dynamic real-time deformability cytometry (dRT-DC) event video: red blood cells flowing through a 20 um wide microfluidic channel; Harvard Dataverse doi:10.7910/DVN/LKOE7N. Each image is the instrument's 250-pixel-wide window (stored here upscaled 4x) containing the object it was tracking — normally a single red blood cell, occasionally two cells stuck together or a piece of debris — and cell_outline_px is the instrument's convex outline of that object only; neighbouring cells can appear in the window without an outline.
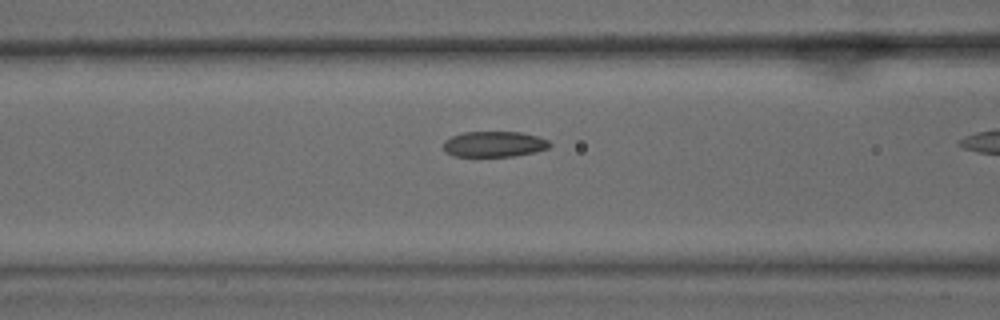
{"species": "common noctule bat (a hibernating species)", "species_latin": "Nyctalus noctula", "temperature_condition": "warm", "stored_images_in_passage": 38, "camera_frame_rate_fps": 3000, "um_per_image_px": 0.085, "animal": {"sex": "male", "body_mass_g": 15.6}, "frame": {"image": 1, "passage_image": 17, "time_ms": 5.333, "image_size_px": [1000, 320], "cell_outline_px": [[552, 144], [548, 148], [536, 152], [512, 156], [452, 156], [444, 152], [444, 140], [452, 136], [464, 132], [520, 132], [536, 136], [548, 140]], "centroid_in_image_um": [41.99, 12.25], "position_along_channel_um": 124.6, "area_um2": 15.9}}
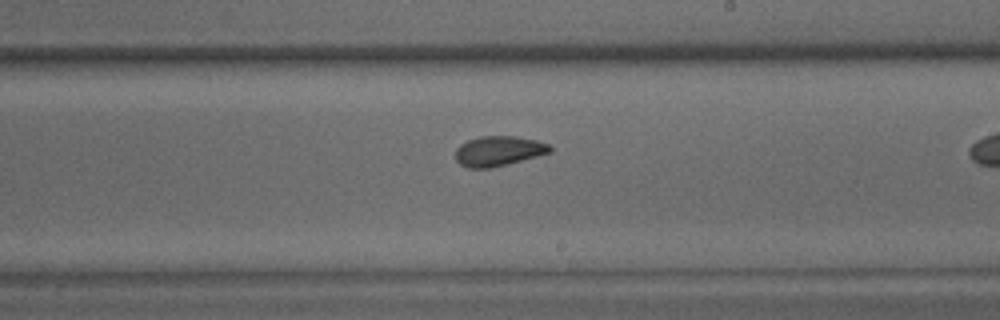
{"frame": {"image": 2, "passage_image": 27, "time_ms": 8.667, "image_size_px": [1000, 320], "cell_outline_px": [[552, 152], [492, 168], [468, 168], [460, 164], [456, 160], [456, 148], [460, 144], [468, 140], [480, 136], [516, 136], [536, 140], [548, 144], [552, 148]], "centroid_in_image_um": [42.37, 12.83], "position_along_channel_um": 246.6, "area_um2": 16.53}}
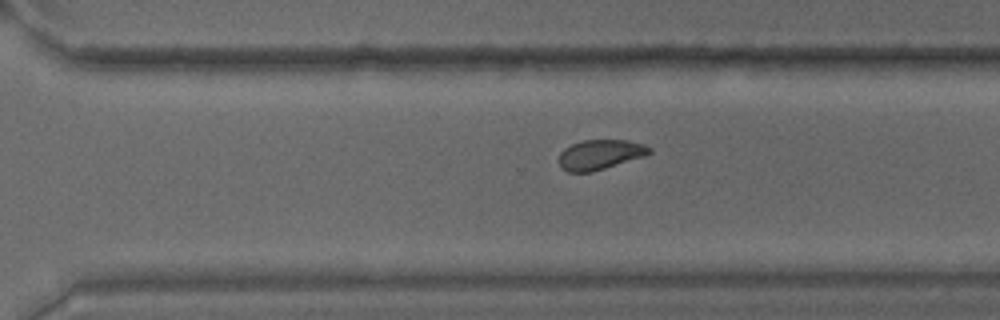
{"frame": {"image": 3, "passage_image": 33, "time_ms": 10.667, "image_size_px": [1000, 320], "cell_outline_px": [[652, 152], [644, 156], [592, 172], [568, 172], [560, 168], [560, 152], [564, 148], [572, 144], [584, 140], [628, 140], [644, 144], [652, 148]], "centroid_in_image_um": [51.01, 13.14], "position_along_channel_um": 319.6, "area_um2": 15.72}}